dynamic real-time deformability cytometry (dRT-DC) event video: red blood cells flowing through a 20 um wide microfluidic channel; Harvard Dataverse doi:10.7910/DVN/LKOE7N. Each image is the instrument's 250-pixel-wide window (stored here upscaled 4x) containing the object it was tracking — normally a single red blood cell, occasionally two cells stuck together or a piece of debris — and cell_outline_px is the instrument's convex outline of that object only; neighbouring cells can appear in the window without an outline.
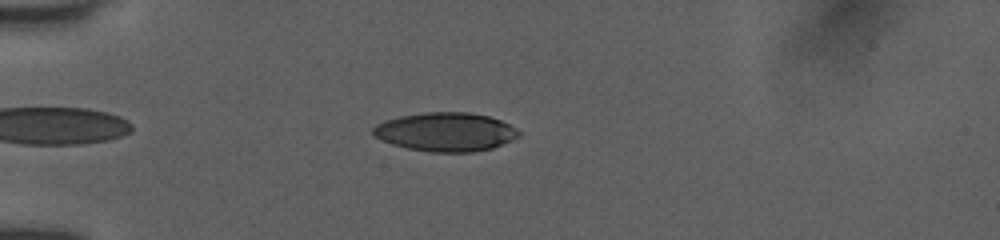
{"species": "human", "species_latin": "Homo sapiens", "temperature_condition": "room temperature", "stored_images_in_passage": 38, "camera_frame_rate_fps": 3000, "um_per_image_px": 0.085, "donor": {"sex": "female"}, "frame": {"image": 1, "passage_image": 6, "time_ms": 1.667, "image_size_px": [1000, 240], "cell_outline_px": [[520, 136], [492, 148], [472, 152], [432, 152], [408, 148], [392, 144], [376, 136], [372, 132], [372, 128], [376, 124], [400, 116], [424, 112], [468, 112], [488, 116], [500, 120], [516, 128], [520, 132]], "centroid_in_image_um": [37.9, 11.21], "position_along_channel_um": 47.1, "area_um2": 32.66}}
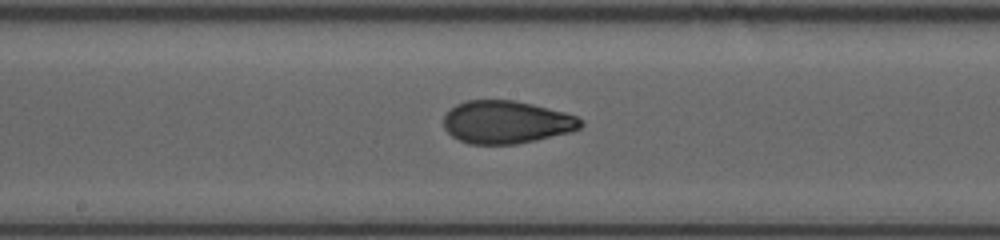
{"frame": {"image": 2, "passage_image": 20, "time_ms": 6.333, "image_size_px": [1000, 240], "cell_outline_px": [[584, 124], [580, 128], [572, 132], [536, 140], [516, 144], [468, 144], [452, 136], [444, 128], [444, 116], [456, 104], [464, 100], [516, 100], [564, 112], [576, 116], [584, 120]], "centroid_in_image_um": [43.07, 10.38], "position_along_channel_um": 205.1, "area_um2": 34.33}}
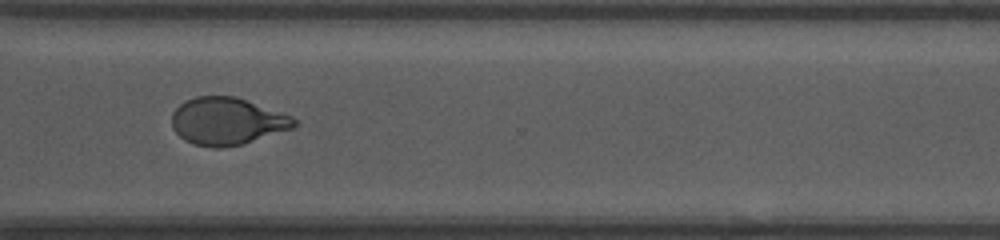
{"frame": {"image": 3, "passage_image": 31, "time_ms": 10.0, "image_size_px": [1000, 240], "cell_outline_px": [[296, 124], [292, 128], [244, 144], [220, 148], [212, 148], [196, 144], [184, 140], [172, 128], [172, 112], [184, 100], [196, 96], [236, 96], [292, 116], [296, 120]], "centroid_in_image_um": [19.28, 10.3], "position_along_channel_um": 351.3, "area_um2": 33.76}, "authors_computed_cell_mechanics": {"area_um2": 33.813, "velocity_mm_per_s": 4.0078, "shape_relaxation_time_tau1_ms": 5.163, "shape_relaxation_time_tau2_ms": 0.9829, "deformation_change_tau1": 0.1888, "deformation_change_tau2": 0.0688}}